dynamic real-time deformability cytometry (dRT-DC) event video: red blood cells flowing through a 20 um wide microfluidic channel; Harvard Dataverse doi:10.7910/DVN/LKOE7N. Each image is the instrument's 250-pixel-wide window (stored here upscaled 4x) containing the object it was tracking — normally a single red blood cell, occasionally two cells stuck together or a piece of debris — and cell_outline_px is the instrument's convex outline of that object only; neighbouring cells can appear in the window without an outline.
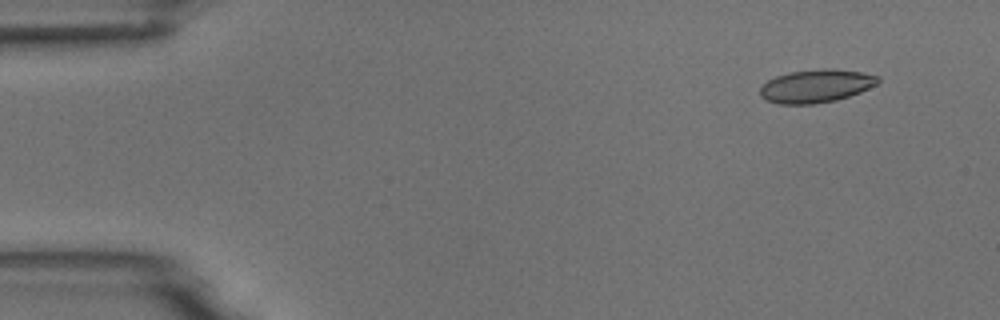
{"species": "common noctule bat (a hibernating species)", "species_latin": "Nyctalus noctula", "temperature_condition": "room temperature", "stored_images_in_passage": 5, "camera_frame_rate_fps": 3000, "um_per_image_px": 0.085, "animal": {"sex": "male", "body_mass_g": 18.8}, "frame": {"image": 1, "passage_image": 2, "time_ms": 1.0, "image_size_px": [1000, 320], "cell_outline_px": [[880, 80], [876, 84], [860, 92], [836, 100], [812, 104], [780, 104], [764, 100], [760, 96], [760, 88], [768, 80], [776, 76], [788, 72], [820, 68], [832, 68], [864, 72], [880, 76]], "centroid_in_image_um": [69.36, 7.3], "position_along_channel_um": 15.6, "area_um2": 22.95}}
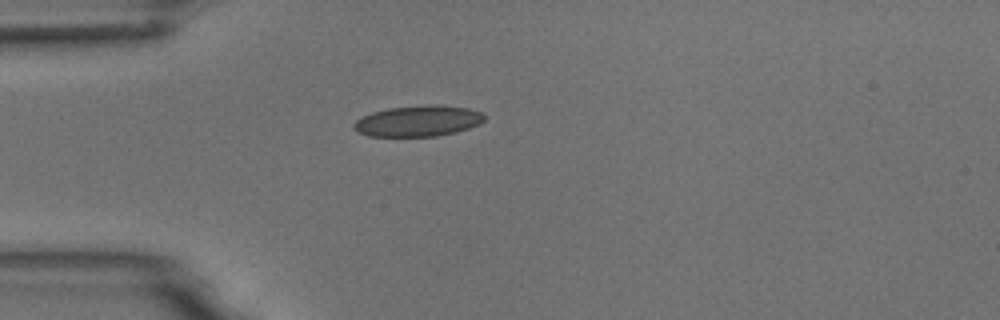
{"frame": {"image": 2, "passage_image": 4, "time_ms": 4.333, "image_size_px": [1000, 320], "cell_outline_px": [[488, 116], [480, 124], [456, 132], [436, 136], [368, 136], [356, 132], [352, 128], [352, 124], [360, 116], [372, 112], [388, 108], [428, 104], [432, 104], [468, 108], [484, 112]], "centroid_in_image_um": [35.53, 10.28], "position_along_channel_um": 49.5, "area_um2": 23.93}}